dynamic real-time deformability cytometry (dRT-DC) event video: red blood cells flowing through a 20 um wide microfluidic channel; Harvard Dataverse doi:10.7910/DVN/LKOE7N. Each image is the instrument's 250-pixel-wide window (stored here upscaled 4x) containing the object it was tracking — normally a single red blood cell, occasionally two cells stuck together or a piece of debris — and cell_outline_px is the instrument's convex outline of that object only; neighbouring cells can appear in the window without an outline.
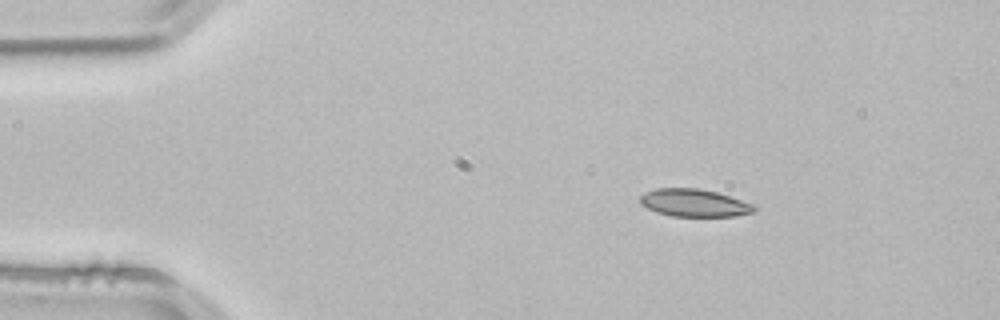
{"species": "common noctule bat (a hibernating species)", "species_latin": "Nyctalus noctula", "temperature_condition": "room temperature", "stored_images_in_passage": 45, "camera_frame_rate_fps": 3000, "um_per_image_px": 0.085, "animal": {"sex": "male", "body_mass_g": 21.5, "forearm_length_mm": 52.0}, "frame": {"image": 1, "passage_image": 1, "time_ms": 0.0, "image_size_px": [1000, 320], "cell_outline_px": [[756, 208], [752, 212], [736, 216], [672, 216], [656, 212], [640, 204], [640, 196], [644, 192], [656, 188], [696, 188], [716, 192], [756, 204]], "centroid_in_image_um": [59.0, 17.24], "position_along_channel_um": 26.0, "area_um2": 18.38}}
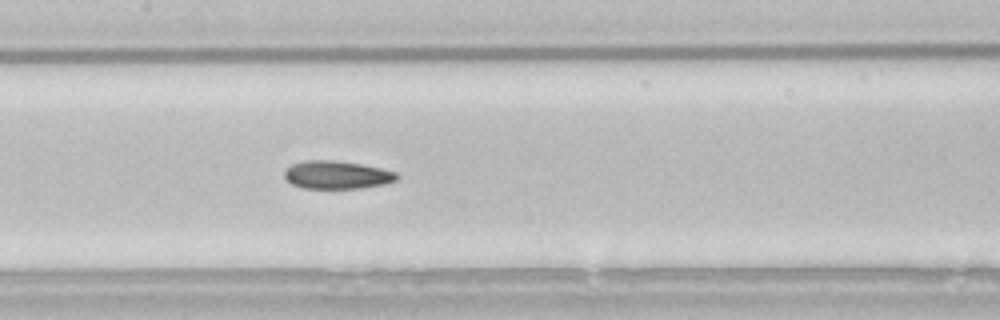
{"frame": {"image": 2, "passage_image": 18, "time_ms": 5.667, "image_size_px": [1000, 320], "cell_outline_px": [[400, 176], [396, 180], [384, 184], [364, 188], [304, 188], [292, 184], [284, 176], [284, 172], [292, 164], [304, 160], [332, 160], [360, 164], [380, 168], [396, 172]], "centroid_in_image_um": [28.65, 14.86], "position_along_channel_um": 178.8, "area_um2": 18.26}}
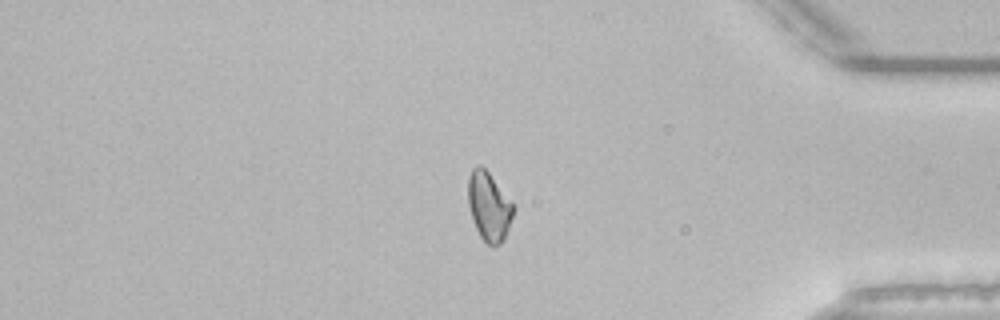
{"frame": {"image": 3, "passage_image": 37, "time_ms": 12.0, "image_size_px": [1000, 320], "cell_outline_px": [[516, 208], [504, 240], [500, 244], [492, 248], [480, 236], [472, 220], [468, 204], [468, 176], [472, 168], [480, 164], [488, 172]], "centroid_in_image_um": [41.55, 17.57], "position_along_channel_um": 393.6, "area_um2": 18.21}, "authors_computed_cell_mechanics": {"area_um2": 18.496, "velocity_mm_per_s": 3.8523, "shape_relaxation_time_tau1_ms": null, "shape_relaxation_time_tau2_ms": 2.0449, "deformation_change_tau1": null, "deformation_change_tau2": 0.0713}}